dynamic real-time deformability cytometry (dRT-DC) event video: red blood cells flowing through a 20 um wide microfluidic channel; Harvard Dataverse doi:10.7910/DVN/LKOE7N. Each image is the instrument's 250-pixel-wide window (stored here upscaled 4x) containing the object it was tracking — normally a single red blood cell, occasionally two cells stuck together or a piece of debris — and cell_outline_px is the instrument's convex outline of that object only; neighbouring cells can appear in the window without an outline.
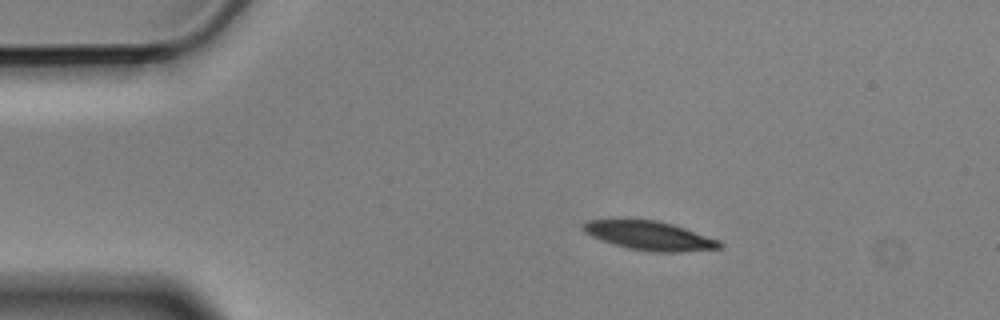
{"species": "Egyptian fruit bat (a non-hibernating species)", "species_latin": "Rousettus aegyptiacus", "temperature_condition": "cold", "stored_images_in_passage": 4, "camera_frame_rate_fps": 3000, "um_per_image_px": 0.085, "animal": {"sex": "male"}, "frame": {"image": 1, "passage_image": 2, "time_ms": 0.333, "image_size_px": [1000, 320], "cell_outline_px": [[724, 244], [720, 248], [680, 252], [652, 252], [628, 248], [600, 240], [584, 232], [580, 228], [580, 224], [584, 220], [628, 216], [656, 220], [672, 224], [720, 240]], "centroid_in_image_um": [55.08, 19.97], "position_along_channel_um": 29.9, "area_um2": 24.04}}
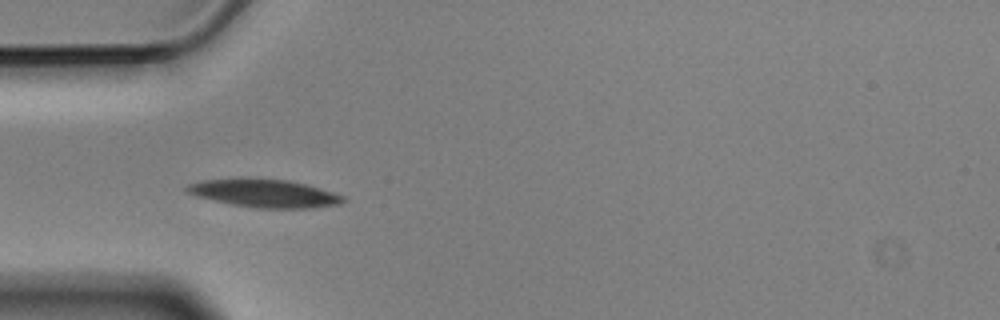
{"frame": {"image": 2, "passage_image": 4, "time_ms": 1.0, "image_size_px": [1000, 320], "cell_outline_px": [[344, 200], [340, 204], [312, 208], [256, 208], [232, 204], [196, 196], [188, 192], [184, 188], [188, 184], [200, 180], [236, 176], [240, 176], [288, 180], [308, 184], [344, 196]], "centroid_in_image_um": [22.42, 16.39], "position_along_channel_um": 62.6, "area_um2": 26.13}}